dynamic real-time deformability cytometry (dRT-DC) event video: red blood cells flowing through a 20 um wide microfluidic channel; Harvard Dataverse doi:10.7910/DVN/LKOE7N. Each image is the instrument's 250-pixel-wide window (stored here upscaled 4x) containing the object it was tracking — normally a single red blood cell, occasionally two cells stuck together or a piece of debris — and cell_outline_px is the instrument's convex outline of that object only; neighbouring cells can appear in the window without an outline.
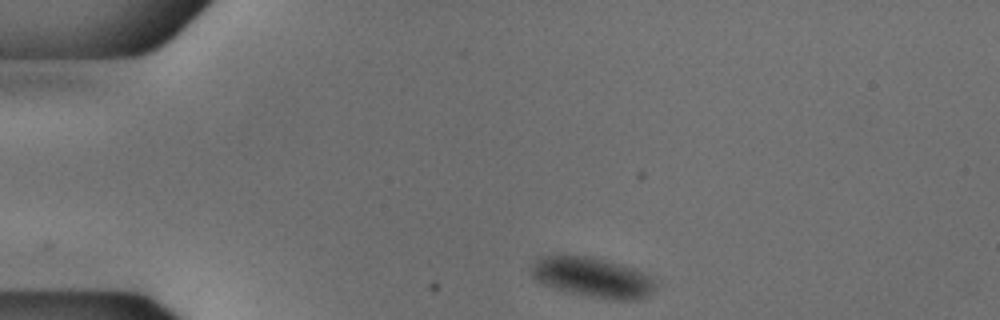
{"species": "common noctule bat (a hibernating species)", "species_latin": "Nyctalus noctula", "temperature_condition": "cold", "stored_images_in_passage": 44, "camera_frame_rate_fps": 3000, "um_per_image_px": 0.085, "animal": {"sex": "male", "body_mass_g": 18.8}, "frame": {"image": 1, "passage_image": 1, "time_ms": 0.0, "image_size_px": [1000, 320], "cell_outline_px": [[660, 280], [656, 288], [648, 296], [640, 300], [612, 300], [588, 296], [568, 292], [544, 284], [536, 280], [532, 276], [532, 268], [536, 260], [544, 256], [588, 256], [620, 264], [632, 268]], "centroid_in_image_um": [50.47, 23.6], "position_along_channel_um": 34.5, "area_um2": 28.9}}
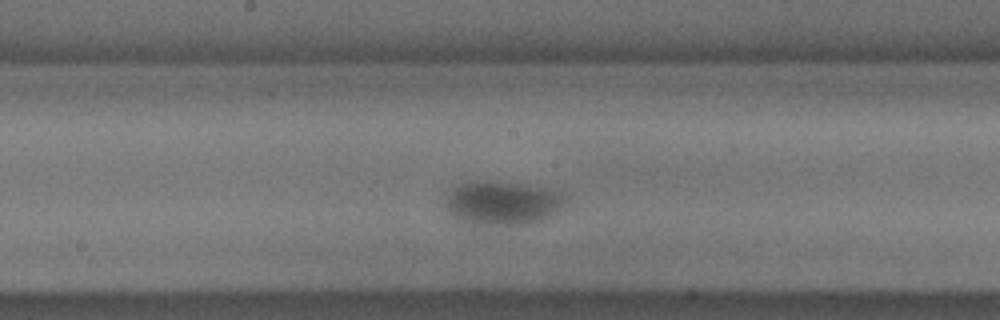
{"frame": {"image": 2, "passage_image": 19, "time_ms": 6.0, "image_size_px": [1000, 320], "cell_outline_px": [[568, 204], [544, 220], [524, 224], [472, 224], [456, 216], [444, 208], [444, 196], [456, 184], [472, 180], [492, 180], [528, 184], [560, 192], [568, 196]], "centroid_in_image_um": [42.72, 17.2], "position_along_channel_um": 205.5, "area_um2": 31.27}}
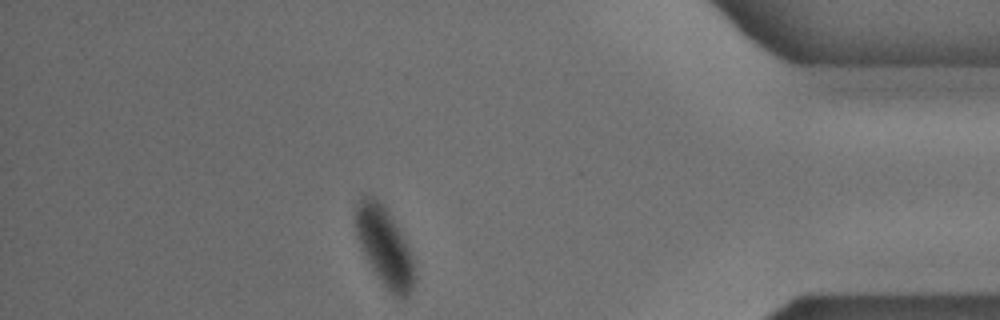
{"frame": {"image": 3, "passage_image": 38, "time_ms": 12.333, "image_size_px": [1000, 320], "cell_outline_px": [[416, 280], [408, 296], [404, 300], [400, 300], [392, 296], [376, 276], [356, 236], [352, 216], [356, 204], [364, 196], [372, 196], [380, 200], [384, 204], [400, 232], [408, 248], [416, 268]], "centroid_in_image_um": [32.67, 20.99], "position_along_channel_um": 402.5, "area_um2": 27.51}, "authors_computed_cell_mechanics": {"area_um2": 29.9693, "velocity_mm_per_s": 3.6806, "shape_relaxation_time_tau1_ms": 1.931, "shape_relaxation_time_tau2_ms": null, "deformation_change_tau1": 0.0718, "deformation_change_tau2": null}}